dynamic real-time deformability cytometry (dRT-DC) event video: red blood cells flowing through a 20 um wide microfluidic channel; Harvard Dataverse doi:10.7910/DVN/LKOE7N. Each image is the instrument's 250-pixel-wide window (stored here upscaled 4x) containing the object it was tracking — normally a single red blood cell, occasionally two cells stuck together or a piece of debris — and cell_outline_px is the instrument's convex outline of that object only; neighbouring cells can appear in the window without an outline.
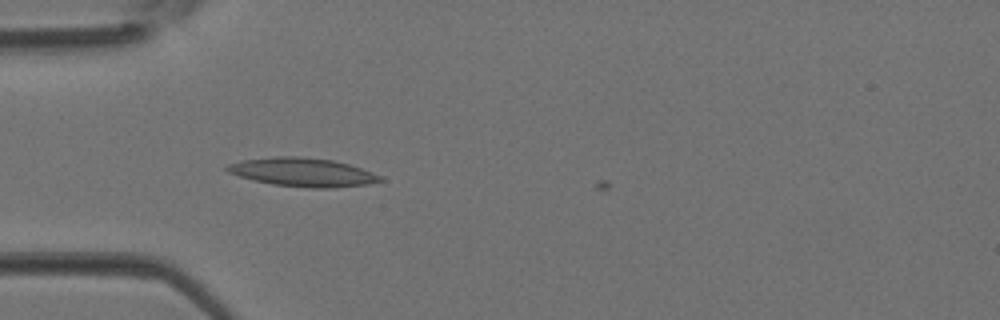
{"species": "Egyptian fruit bat (a non-hibernating species)", "species_latin": "Rousettus aegyptiacus", "temperature_condition": "room temperature", "stored_images_in_passage": 3, "camera_frame_rate_fps": 3000, "um_per_image_px": 0.085, "animal": {"sex": "female"}, "frame": {"image": 1, "passage_image": 3, "time_ms": 0.667, "image_size_px": [1000, 320], "cell_outline_px": [[384, 180], [368, 184], [332, 188], [312, 188], [272, 184], [240, 176], [228, 172], [224, 168], [228, 164], [240, 160], [276, 156], [300, 156], [332, 160], [348, 164], [372, 172], [380, 176]], "centroid_in_image_um": [25.71, 14.63], "position_along_channel_um": 59.3, "area_um2": 25.37}}